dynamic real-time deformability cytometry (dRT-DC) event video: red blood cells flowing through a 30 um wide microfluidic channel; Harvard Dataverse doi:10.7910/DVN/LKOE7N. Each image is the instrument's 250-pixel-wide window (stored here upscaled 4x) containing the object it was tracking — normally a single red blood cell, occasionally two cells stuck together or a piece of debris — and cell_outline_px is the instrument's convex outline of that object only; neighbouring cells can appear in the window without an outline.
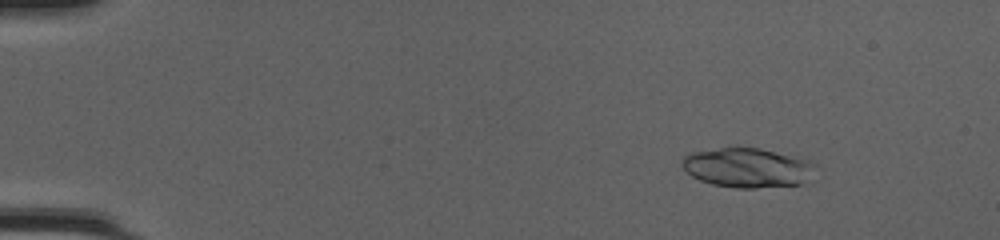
{"species": "common noctule bat (a hibernating species)", "species_latin": "Nyctalus noctula", "temperature_condition": "cold", "stored_images_in_passage": 50, "camera_frame_rate_fps": 3000, "um_per_image_px": 0.085, "animal": {"sex": "female", "body_mass_g": 20.0, "forearm_length_mm": 54.0}, "frame": {"image": 1, "passage_image": 7, "time_ms": 2.0, "image_size_px": [1000, 240], "cell_outline_px": [[816, 164], [804, 180], [800, 184], [756, 188], [736, 188], [712, 184], [700, 180], [692, 176], [680, 164], [680, 160], [684, 156], [692, 152], [732, 144], [760, 148], [808, 160]], "centroid_in_image_um": [63.42, 14.21], "position_along_channel_um": 21.6, "area_um2": 30.98}}